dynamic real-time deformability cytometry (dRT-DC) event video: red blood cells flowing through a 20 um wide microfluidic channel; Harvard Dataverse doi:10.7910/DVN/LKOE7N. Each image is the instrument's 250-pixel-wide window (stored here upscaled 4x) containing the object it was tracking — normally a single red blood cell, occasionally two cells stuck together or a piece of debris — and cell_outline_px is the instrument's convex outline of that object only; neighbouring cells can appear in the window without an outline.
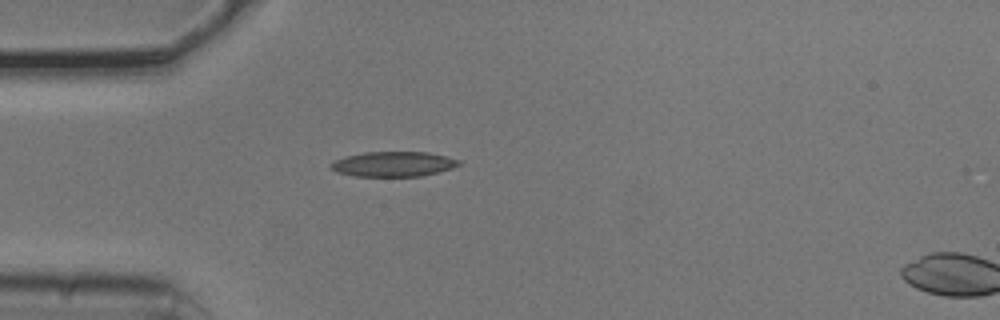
{"species": "common noctule bat (a hibernating species)", "species_latin": "Nyctalus noctula", "temperature_condition": "cold", "stored_images_in_passage": 2, "camera_frame_rate_fps": 3000, "um_per_image_px": 0.085, "animal": {"sex": "male", "body_mass_g": 20.5, "forearm_length_mm": 52.5}, "frame": {"image": 1, "passage_image": 1, "time_ms": 0.0, "image_size_px": [1000, 320], "cell_outline_px": [[460, 164], [452, 168], [420, 176], [356, 176], [336, 172], [328, 164], [344, 156], [364, 152], [428, 152], [460, 160]], "centroid_in_image_um": [33.4, 13.94], "position_along_channel_um": 51.6, "area_um2": 18.5}}